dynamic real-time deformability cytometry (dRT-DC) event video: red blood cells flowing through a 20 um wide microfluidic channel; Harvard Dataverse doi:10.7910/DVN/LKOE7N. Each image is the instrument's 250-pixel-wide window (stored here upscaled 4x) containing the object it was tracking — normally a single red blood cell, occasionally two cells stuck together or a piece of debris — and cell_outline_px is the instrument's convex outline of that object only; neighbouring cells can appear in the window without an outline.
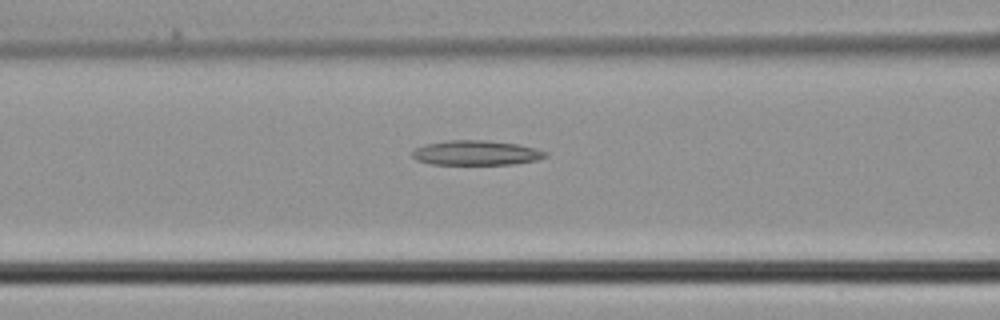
{"species": "common noctule bat (a hibernating species)", "species_latin": "Nyctalus noctula", "temperature_condition": "cold", "stored_images_in_passage": 5, "camera_frame_rate_fps": 3000, "um_per_image_px": 0.085, "animal": {"sex": "male", "body_mass_g": 21.5, "forearm_length_mm": 52.0}, "frame": {"image": 1, "passage_image": 5, "time_ms": 1.333, "image_size_px": [1000, 320], "cell_outline_px": [[548, 156], [536, 160], [512, 164], [432, 164], [416, 160], [412, 156], [412, 152], [416, 148], [424, 144], [448, 140], [488, 140], [516, 144], [536, 148], [548, 152]], "centroid_in_image_um": [40.48, 12.98], "position_along_channel_um": 126.1, "area_um2": 19.19}}